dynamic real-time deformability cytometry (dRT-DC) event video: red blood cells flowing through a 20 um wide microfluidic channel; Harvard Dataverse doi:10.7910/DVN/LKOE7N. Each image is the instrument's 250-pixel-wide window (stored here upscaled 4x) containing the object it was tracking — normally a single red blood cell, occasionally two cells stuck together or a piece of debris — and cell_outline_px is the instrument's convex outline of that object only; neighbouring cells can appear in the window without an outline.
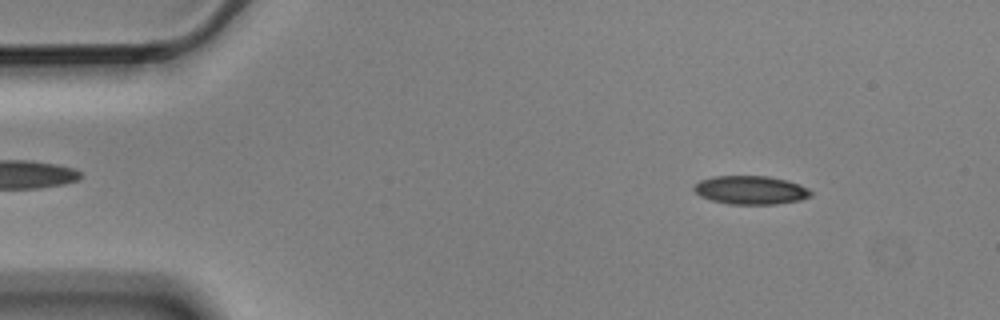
{"species": "Egyptian fruit bat (a non-hibernating species)", "species_latin": "Rousettus aegyptiacus", "temperature_condition": "cold", "stored_images_in_passage": 7, "camera_frame_rate_fps": 3000, "um_per_image_px": 0.085, "animal": {"sex": "male"}, "frame": {"image": 1, "passage_image": 2, "time_ms": 0.333, "image_size_px": [1000, 320], "cell_outline_px": [[812, 196], [800, 200], [776, 204], [728, 204], [712, 200], [700, 196], [692, 188], [700, 180], [712, 176], [768, 176], [788, 180], [800, 184], [808, 188], [812, 192]], "centroid_in_image_um": [63.83, 16.15], "position_along_channel_um": 21.2, "area_um2": 19.54}}
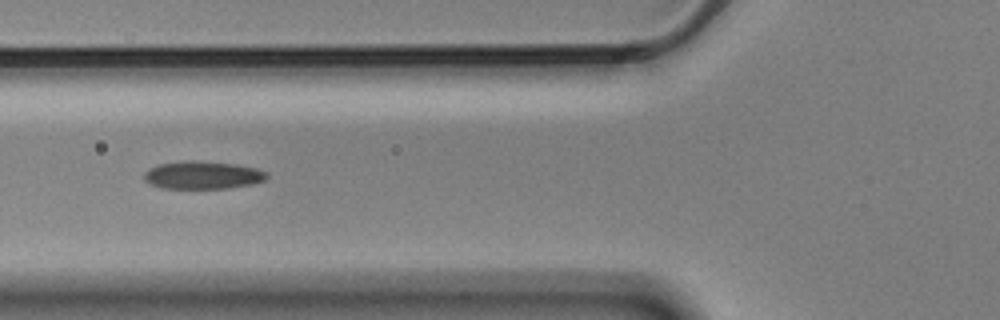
{"frame": {"image": 2, "passage_image": 6, "time_ms": 1.667, "image_size_px": [1000, 320], "cell_outline_px": [[268, 176], [264, 180], [252, 184], [228, 188], [160, 188], [144, 180], [144, 172], [148, 168], [160, 164], [192, 160], [236, 164], [256, 168], [268, 172]], "centroid_in_image_um": [17.23, 14.88], "position_along_channel_um": 108.6, "area_um2": 19.83}}
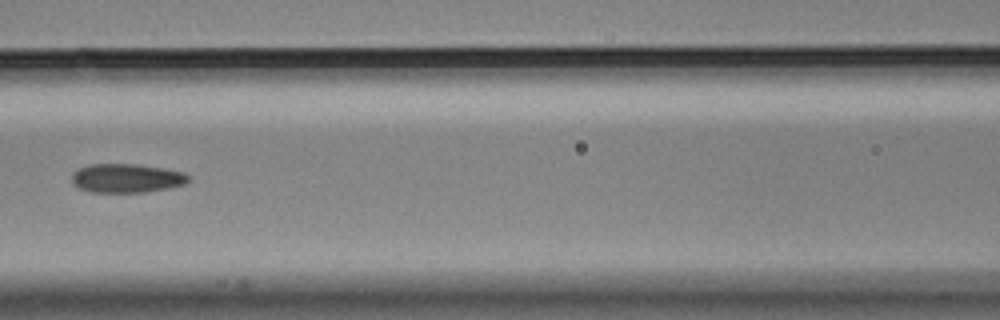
{"frame": {"image": 3, "passage_image": 7, "time_ms": 2.0, "image_size_px": [1000, 320], "cell_outline_px": [[188, 180], [184, 184], [168, 188], [144, 192], [92, 192], [80, 188], [72, 184], [72, 172], [80, 168], [92, 164], [136, 164], [184, 172], [188, 176]], "centroid_in_image_um": [10.72, 15.15], "position_along_channel_um": 155.9, "area_um2": 19.42}}